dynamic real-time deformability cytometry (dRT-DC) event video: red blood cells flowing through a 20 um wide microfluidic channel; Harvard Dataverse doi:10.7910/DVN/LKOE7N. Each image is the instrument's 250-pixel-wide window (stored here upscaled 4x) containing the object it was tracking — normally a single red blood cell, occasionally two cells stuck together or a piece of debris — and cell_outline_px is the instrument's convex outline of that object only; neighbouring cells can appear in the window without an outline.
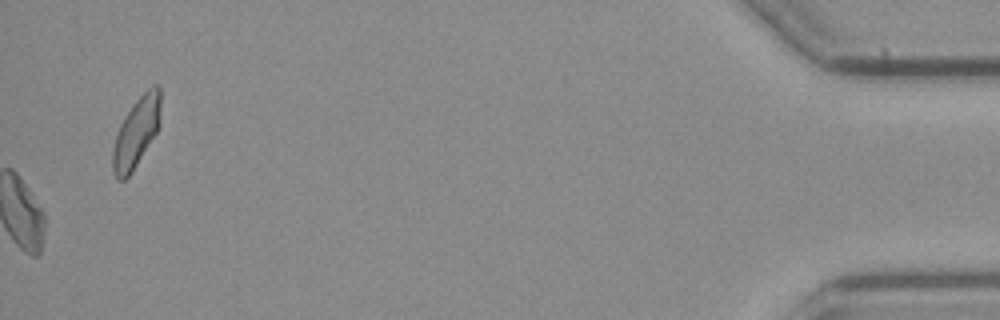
{"species": "common noctule bat (a hibernating species)", "species_latin": "Nyctalus noctula", "temperature_condition": "cold", "stored_images_in_passage": 43, "camera_frame_rate_fps": 3000, "um_per_image_px": 0.085, "animal": {"sex": "female", "body_mass_g": 21.9}, "frame": {"image": 1, "passage_image": 43, "time_ms": 14.0, "image_size_px": [1000, 320], "cell_outline_px": [[160, 124], [156, 132], [132, 172], [124, 180], [116, 180], [112, 172], [112, 152], [116, 136], [120, 124], [124, 116], [136, 100], [152, 84], [156, 84], [160, 88]], "centroid_in_image_um": [11.57, 11.26], "position_along_channel_um": 423.6, "area_um2": 19.42}, "authors_computed_cell_mechanics": {"area_um2": 21.0392, "velocity_mm_per_s": 3.8307, "shape_relaxation_time_tau1_ms": null, "shape_relaxation_time_tau2_ms": 10.8341, "deformation_change_tau1": null, "deformation_change_tau2": 0.2166}}